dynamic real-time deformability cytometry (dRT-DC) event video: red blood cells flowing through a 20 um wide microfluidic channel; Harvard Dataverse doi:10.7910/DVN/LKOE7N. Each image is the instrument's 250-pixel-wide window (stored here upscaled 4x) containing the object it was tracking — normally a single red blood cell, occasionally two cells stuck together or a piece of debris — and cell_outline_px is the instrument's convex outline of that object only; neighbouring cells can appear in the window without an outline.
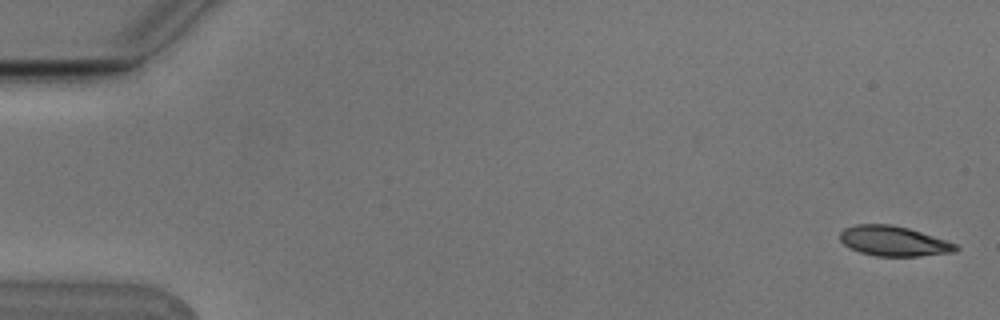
{"species": "Egyptian fruit bat (a non-hibernating species)", "species_latin": "Rousettus aegyptiacus", "temperature_condition": "cold", "stored_images_in_passage": 6, "camera_frame_rate_fps": 3000, "um_per_image_px": 0.085, "animal": {"sex": "male"}, "frame": {"image": 1, "passage_image": 1, "time_ms": 0.0, "image_size_px": [1000, 320], "cell_outline_px": [[960, 248], [952, 252], [920, 256], [876, 256], [860, 252], [844, 244], [840, 240], [840, 232], [844, 228], [856, 224], [892, 224], [908, 228], [956, 244]], "centroid_in_image_um": [75.92, 20.49], "position_along_channel_um": 9.1, "area_um2": 20.0}}
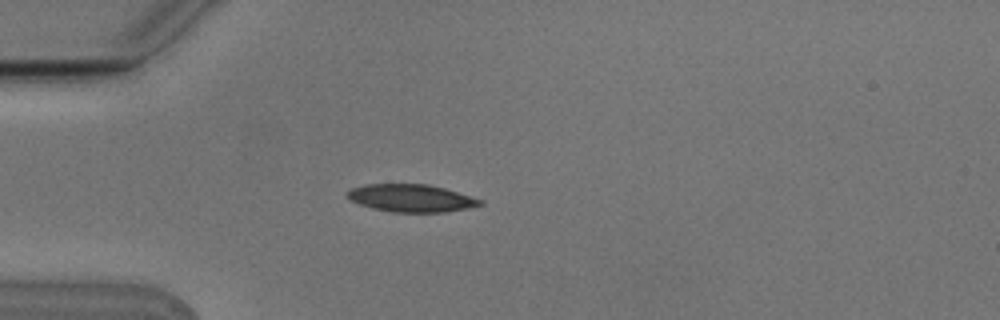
{"frame": {"image": 2, "passage_image": 5, "time_ms": 1.333, "image_size_px": [1000, 320], "cell_outline_px": [[484, 204], [468, 208], [444, 212], [392, 212], [372, 208], [360, 204], [352, 200], [348, 196], [348, 192], [352, 188], [364, 184], [428, 184], [444, 188], [484, 200]], "centroid_in_image_um": [34.99, 16.84], "position_along_channel_um": 50.0, "area_um2": 21.21}}